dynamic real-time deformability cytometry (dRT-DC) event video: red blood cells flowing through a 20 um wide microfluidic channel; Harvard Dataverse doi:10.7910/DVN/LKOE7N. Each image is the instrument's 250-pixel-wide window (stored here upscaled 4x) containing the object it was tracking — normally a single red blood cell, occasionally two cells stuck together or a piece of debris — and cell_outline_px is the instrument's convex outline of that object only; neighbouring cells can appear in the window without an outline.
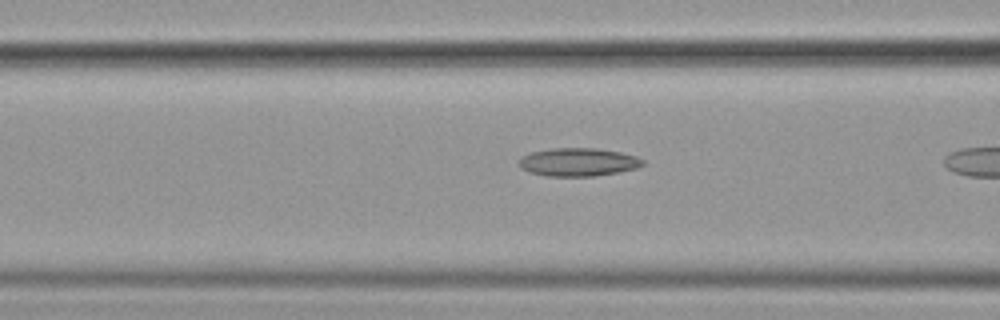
{"species": "common noctule bat (a hibernating species)", "species_latin": "Nyctalus noctula", "temperature_condition": "cold", "stored_images_in_passage": 9, "camera_frame_rate_fps": 3000, "um_per_image_px": 0.085, "animal": {"sex": "female", "body_mass_g": 19.9}, "frame": {"image": 1, "passage_image": 8, "time_ms": 2.333, "image_size_px": [1000, 320], "cell_outline_px": [[644, 164], [636, 168], [596, 176], [548, 176], [528, 172], [520, 168], [520, 156], [532, 152], [552, 148], [596, 148], [620, 152], [636, 156], [644, 160]], "centroid_in_image_um": [49.13, 13.77], "position_along_channel_um": 117.5, "area_um2": 20.29}}